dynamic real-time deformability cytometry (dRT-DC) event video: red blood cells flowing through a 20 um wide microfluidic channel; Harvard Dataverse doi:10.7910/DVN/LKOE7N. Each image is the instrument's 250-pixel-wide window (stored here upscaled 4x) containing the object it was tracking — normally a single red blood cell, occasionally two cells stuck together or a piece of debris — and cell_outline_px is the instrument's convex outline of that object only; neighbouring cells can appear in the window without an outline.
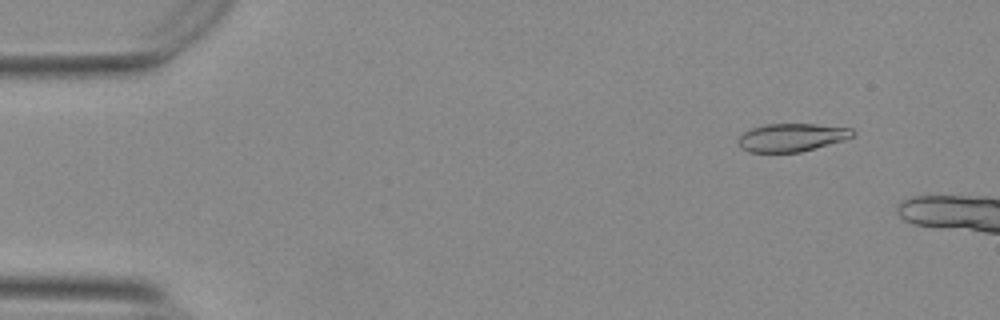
{"species": "Egyptian fruit bat (a non-hibernating species)", "species_latin": "Rousettus aegyptiacus", "temperature_condition": "warm", "stored_images_in_passage": 6, "camera_frame_rate_fps": 3000, "um_per_image_px": 0.085, "animal": {"sex": "female"}, "frame": {"image": 1, "passage_image": 3, "time_ms": 0.667, "image_size_px": [1000, 320], "cell_outline_px": [[856, 132], [852, 136], [844, 140], [800, 152], [748, 152], [740, 148], [740, 136], [744, 132], [752, 128], [768, 124], [816, 124], [852, 128]], "centroid_in_image_um": [67.32, 11.68], "position_along_channel_um": 17.7, "area_um2": 18.55}}